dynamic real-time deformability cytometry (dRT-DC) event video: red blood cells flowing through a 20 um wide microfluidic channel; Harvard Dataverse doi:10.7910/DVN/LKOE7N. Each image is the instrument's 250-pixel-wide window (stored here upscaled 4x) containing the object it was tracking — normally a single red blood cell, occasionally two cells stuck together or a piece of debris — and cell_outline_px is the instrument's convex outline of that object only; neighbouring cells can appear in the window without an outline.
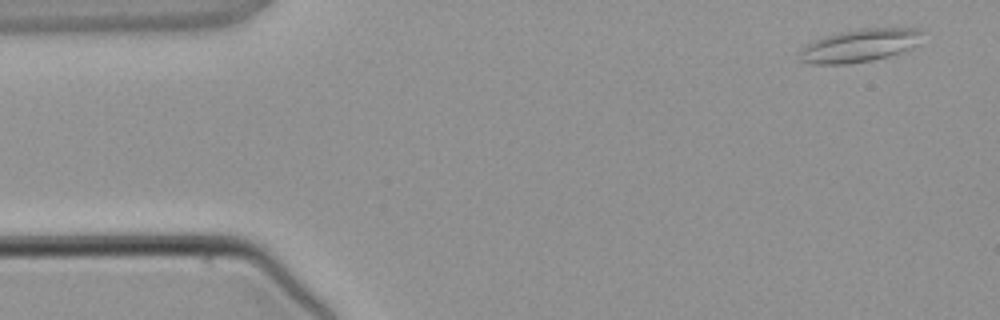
{"species": "common noctule bat (a hibernating species)", "species_latin": "Nyctalus noctula", "temperature_condition": "warm", "stored_images_in_passage": 4, "camera_frame_rate_fps": 3000, "um_per_image_px": 0.085, "animal": {"sex": "male", "body_mass_g": 21.5, "forearm_length_mm": 52.0}, "frame": {"image": 1, "passage_image": 1, "time_ms": 0.0, "image_size_px": [1000, 320], "cell_outline_px": [[924, 32], [920, 44], [912, 48], [888, 56], [872, 60], [848, 64], [808, 64], [800, 60], [800, 52], [808, 44], [816, 40], [828, 36], [860, 28], [924, 28]], "centroid_in_image_um": [73.18, 3.87], "position_along_channel_um": 11.8, "area_um2": 23.47}}